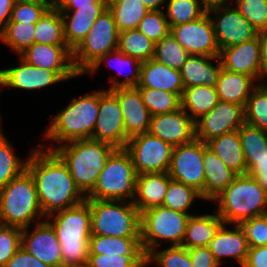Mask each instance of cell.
Listing matches in <instances>:
<instances>
[{
    "label": "cell",
    "mask_w": 267,
    "mask_h": 267,
    "mask_svg": "<svg viewBox=\"0 0 267 267\" xmlns=\"http://www.w3.org/2000/svg\"><path fill=\"white\" fill-rule=\"evenodd\" d=\"M227 226L223 224L219 228L208 247L219 265L223 258L233 257L242 267L249 251L248 241L238 224L231 230Z\"/></svg>",
    "instance_id": "24"
},
{
    "label": "cell",
    "mask_w": 267,
    "mask_h": 267,
    "mask_svg": "<svg viewBox=\"0 0 267 267\" xmlns=\"http://www.w3.org/2000/svg\"><path fill=\"white\" fill-rule=\"evenodd\" d=\"M62 251V267H86L91 236V211L84 202L47 217Z\"/></svg>",
    "instance_id": "2"
},
{
    "label": "cell",
    "mask_w": 267,
    "mask_h": 267,
    "mask_svg": "<svg viewBox=\"0 0 267 267\" xmlns=\"http://www.w3.org/2000/svg\"><path fill=\"white\" fill-rule=\"evenodd\" d=\"M165 16L169 27L188 23L202 17L207 10L199 0H167Z\"/></svg>",
    "instance_id": "40"
},
{
    "label": "cell",
    "mask_w": 267,
    "mask_h": 267,
    "mask_svg": "<svg viewBox=\"0 0 267 267\" xmlns=\"http://www.w3.org/2000/svg\"><path fill=\"white\" fill-rule=\"evenodd\" d=\"M203 164L205 172L202 200L213 201L237 176L226 164L203 142Z\"/></svg>",
    "instance_id": "25"
},
{
    "label": "cell",
    "mask_w": 267,
    "mask_h": 267,
    "mask_svg": "<svg viewBox=\"0 0 267 267\" xmlns=\"http://www.w3.org/2000/svg\"><path fill=\"white\" fill-rule=\"evenodd\" d=\"M131 156L137 175L168 172L174 147L145 132L127 141L124 148Z\"/></svg>",
    "instance_id": "11"
},
{
    "label": "cell",
    "mask_w": 267,
    "mask_h": 267,
    "mask_svg": "<svg viewBox=\"0 0 267 267\" xmlns=\"http://www.w3.org/2000/svg\"><path fill=\"white\" fill-rule=\"evenodd\" d=\"M148 132L173 147L196 139L195 121L182 109L151 116Z\"/></svg>",
    "instance_id": "18"
},
{
    "label": "cell",
    "mask_w": 267,
    "mask_h": 267,
    "mask_svg": "<svg viewBox=\"0 0 267 267\" xmlns=\"http://www.w3.org/2000/svg\"><path fill=\"white\" fill-rule=\"evenodd\" d=\"M14 3L15 0H0V30L10 20Z\"/></svg>",
    "instance_id": "56"
},
{
    "label": "cell",
    "mask_w": 267,
    "mask_h": 267,
    "mask_svg": "<svg viewBox=\"0 0 267 267\" xmlns=\"http://www.w3.org/2000/svg\"><path fill=\"white\" fill-rule=\"evenodd\" d=\"M22 229L21 247L50 267H62V251L55 230L46 221H38L33 231Z\"/></svg>",
    "instance_id": "19"
},
{
    "label": "cell",
    "mask_w": 267,
    "mask_h": 267,
    "mask_svg": "<svg viewBox=\"0 0 267 267\" xmlns=\"http://www.w3.org/2000/svg\"><path fill=\"white\" fill-rule=\"evenodd\" d=\"M99 113V91L74 98L58 111L51 115L52 122L44 133L46 140H54L57 145L67 142L91 138Z\"/></svg>",
    "instance_id": "5"
},
{
    "label": "cell",
    "mask_w": 267,
    "mask_h": 267,
    "mask_svg": "<svg viewBox=\"0 0 267 267\" xmlns=\"http://www.w3.org/2000/svg\"><path fill=\"white\" fill-rule=\"evenodd\" d=\"M141 237H113L91 234L89 255L141 254Z\"/></svg>",
    "instance_id": "34"
},
{
    "label": "cell",
    "mask_w": 267,
    "mask_h": 267,
    "mask_svg": "<svg viewBox=\"0 0 267 267\" xmlns=\"http://www.w3.org/2000/svg\"><path fill=\"white\" fill-rule=\"evenodd\" d=\"M26 170L35 182L45 218L86 200L75 185L67 166L53 150L41 146L34 148L27 158Z\"/></svg>",
    "instance_id": "1"
},
{
    "label": "cell",
    "mask_w": 267,
    "mask_h": 267,
    "mask_svg": "<svg viewBox=\"0 0 267 267\" xmlns=\"http://www.w3.org/2000/svg\"><path fill=\"white\" fill-rule=\"evenodd\" d=\"M170 180L168 172L137 175L136 195L132 203L140 213L163 205Z\"/></svg>",
    "instance_id": "27"
},
{
    "label": "cell",
    "mask_w": 267,
    "mask_h": 267,
    "mask_svg": "<svg viewBox=\"0 0 267 267\" xmlns=\"http://www.w3.org/2000/svg\"><path fill=\"white\" fill-rule=\"evenodd\" d=\"M248 173H267V158L255 160V166Z\"/></svg>",
    "instance_id": "62"
},
{
    "label": "cell",
    "mask_w": 267,
    "mask_h": 267,
    "mask_svg": "<svg viewBox=\"0 0 267 267\" xmlns=\"http://www.w3.org/2000/svg\"><path fill=\"white\" fill-rule=\"evenodd\" d=\"M140 254L89 255L86 267H126Z\"/></svg>",
    "instance_id": "52"
},
{
    "label": "cell",
    "mask_w": 267,
    "mask_h": 267,
    "mask_svg": "<svg viewBox=\"0 0 267 267\" xmlns=\"http://www.w3.org/2000/svg\"><path fill=\"white\" fill-rule=\"evenodd\" d=\"M103 62H105V64H107V66L110 68H114V70L116 69L115 72L118 73V76L124 75L125 77L122 81L116 77L110 79L109 82H111V85L109 86L108 90L122 87H136L138 85L142 62L134 57L125 55L119 49L111 51L100 57L83 75L96 73ZM128 66L132 67L133 69L130 72L127 71L128 73H124L123 69L129 68Z\"/></svg>",
    "instance_id": "29"
},
{
    "label": "cell",
    "mask_w": 267,
    "mask_h": 267,
    "mask_svg": "<svg viewBox=\"0 0 267 267\" xmlns=\"http://www.w3.org/2000/svg\"><path fill=\"white\" fill-rule=\"evenodd\" d=\"M212 202H218L215 213L227 225L267 214V192L248 174L237 175Z\"/></svg>",
    "instance_id": "4"
},
{
    "label": "cell",
    "mask_w": 267,
    "mask_h": 267,
    "mask_svg": "<svg viewBox=\"0 0 267 267\" xmlns=\"http://www.w3.org/2000/svg\"><path fill=\"white\" fill-rule=\"evenodd\" d=\"M118 32L137 29L148 12L141 0H116L108 5Z\"/></svg>",
    "instance_id": "37"
},
{
    "label": "cell",
    "mask_w": 267,
    "mask_h": 267,
    "mask_svg": "<svg viewBox=\"0 0 267 267\" xmlns=\"http://www.w3.org/2000/svg\"><path fill=\"white\" fill-rule=\"evenodd\" d=\"M18 57L32 66L54 71L63 81L80 76L74 68L72 50L68 46L34 43Z\"/></svg>",
    "instance_id": "17"
},
{
    "label": "cell",
    "mask_w": 267,
    "mask_h": 267,
    "mask_svg": "<svg viewBox=\"0 0 267 267\" xmlns=\"http://www.w3.org/2000/svg\"><path fill=\"white\" fill-rule=\"evenodd\" d=\"M114 1H116V0H105V2H106L107 5L111 4Z\"/></svg>",
    "instance_id": "65"
},
{
    "label": "cell",
    "mask_w": 267,
    "mask_h": 267,
    "mask_svg": "<svg viewBox=\"0 0 267 267\" xmlns=\"http://www.w3.org/2000/svg\"><path fill=\"white\" fill-rule=\"evenodd\" d=\"M91 211V234L140 237V212L132 202L86 199Z\"/></svg>",
    "instance_id": "8"
},
{
    "label": "cell",
    "mask_w": 267,
    "mask_h": 267,
    "mask_svg": "<svg viewBox=\"0 0 267 267\" xmlns=\"http://www.w3.org/2000/svg\"><path fill=\"white\" fill-rule=\"evenodd\" d=\"M148 11L161 10L167 0H141Z\"/></svg>",
    "instance_id": "61"
},
{
    "label": "cell",
    "mask_w": 267,
    "mask_h": 267,
    "mask_svg": "<svg viewBox=\"0 0 267 267\" xmlns=\"http://www.w3.org/2000/svg\"><path fill=\"white\" fill-rule=\"evenodd\" d=\"M236 9L259 32L267 29V0H235Z\"/></svg>",
    "instance_id": "49"
},
{
    "label": "cell",
    "mask_w": 267,
    "mask_h": 267,
    "mask_svg": "<svg viewBox=\"0 0 267 267\" xmlns=\"http://www.w3.org/2000/svg\"><path fill=\"white\" fill-rule=\"evenodd\" d=\"M94 2H105V0H64L59 10H77V6H92Z\"/></svg>",
    "instance_id": "58"
},
{
    "label": "cell",
    "mask_w": 267,
    "mask_h": 267,
    "mask_svg": "<svg viewBox=\"0 0 267 267\" xmlns=\"http://www.w3.org/2000/svg\"><path fill=\"white\" fill-rule=\"evenodd\" d=\"M245 123L244 107L227 101L218 104L195 122L196 139H211L238 130Z\"/></svg>",
    "instance_id": "16"
},
{
    "label": "cell",
    "mask_w": 267,
    "mask_h": 267,
    "mask_svg": "<svg viewBox=\"0 0 267 267\" xmlns=\"http://www.w3.org/2000/svg\"><path fill=\"white\" fill-rule=\"evenodd\" d=\"M64 0H51L52 5L59 6Z\"/></svg>",
    "instance_id": "64"
},
{
    "label": "cell",
    "mask_w": 267,
    "mask_h": 267,
    "mask_svg": "<svg viewBox=\"0 0 267 267\" xmlns=\"http://www.w3.org/2000/svg\"><path fill=\"white\" fill-rule=\"evenodd\" d=\"M39 146L53 150L62 159L75 185L85 197L93 190L109 156L116 150L112 145L92 138L52 147L44 144Z\"/></svg>",
    "instance_id": "3"
},
{
    "label": "cell",
    "mask_w": 267,
    "mask_h": 267,
    "mask_svg": "<svg viewBox=\"0 0 267 267\" xmlns=\"http://www.w3.org/2000/svg\"><path fill=\"white\" fill-rule=\"evenodd\" d=\"M118 98L123 113L124 131L128 138L148 132L151 115L137 87L111 90Z\"/></svg>",
    "instance_id": "22"
},
{
    "label": "cell",
    "mask_w": 267,
    "mask_h": 267,
    "mask_svg": "<svg viewBox=\"0 0 267 267\" xmlns=\"http://www.w3.org/2000/svg\"><path fill=\"white\" fill-rule=\"evenodd\" d=\"M153 43L170 33V27L163 10L148 11L137 27Z\"/></svg>",
    "instance_id": "47"
},
{
    "label": "cell",
    "mask_w": 267,
    "mask_h": 267,
    "mask_svg": "<svg viewBox=\"0 0 267 267\" xmlns=\"http://www.w3.org/2000/svg\"><path fill=\"white\" fill-rule=\"evenodd\" d=\"M168 174L171 179L201 194L205 184L203 141L195 139L191 143L174 147Z\"/></svg>",
    "instance_id": "14"
},
{
    "label": "cell",
    "mask_w": 267,
    "mask_h": 267,
    "mask_svg": "<svg viewBox=\"0 0 267 267\" xmlns=\"http://www.w3.org/2000/svg\"><path fill=\"white\" fill-rule=\"evenodd\" d=\"M108 8L106 2L77 6V10H60L64 21V37L73 51L89 33L96 19Z\"/></svg>",
    "instance_id": "23"
},
{
    "label": "cell",
    "mask_w": 267,
    "mask_h": 267,
    "mask_svg": "<svg viewBox=\"0 0 267 267\" xmlns=\"http://www.w3.org/2000/svg\"><path fill=\"white\" fill-rule=\"evenodd\" d=\"M207 13L211 18L220 50L242 44L258 36V31L232 4L211 8Z\"/></svg>",
    "instance_id": "12"
},
{
    "label": "cell",
    "mask_w": 267,
    "mask_h": 267,
    "mask_svg": "<svg viewBox=\"0 0 267 267\" xmlns=\"http://www.w3.org/2000/svg\"><path fill=\"white\" fill-rule=\"evenodd\" d=\"M118 49L125 55L144 62L153 59L155 43L139 30L132 29L119 33Z\"/></svg>",
    "instance_id": "38"
},
{
    "label": "cell",
    "mask_w": 267,
    "mask_h": 267,
    "mask_svg": "<svg viewBox=\"0 0 267 267\" xmlns=\"http://www.w3.org/2000/svg\"><path fill=\"white\" fill-rule=\"evenodd\" d=\"M189 55L169 33L155 44L153 60L180 71Z\"/></svg>",
    "instance_id": "42"
},
{
    "label": "cell",
    "mask_w": 267,
    "mask_h": 267,
    "mask_svg": "<svg viewBox=\"0 0 267 267\" xmlns=\"http://www.w3.org/2000/svg\"><path fill=\"white\" fill-rule=\"evenodd\" d=\"M212 61H218L215 66ZM222 63L219 56L189 55L180 69L184 88L194 86L216 87Z\"/></svg>",
    "instance_id": "28"
},
{
    "label": "cell",
    "mask_w": 267,
    "mask_h": 267,
    "mask_svg": "<svg viewBox=\"0 0 267 267\" xmlns=\"http://www.w3.org/2000/svg\"><path fill=\"white\" fill-rule=\"evenodd\" d=\"M123 113L117 96L111 90H99V113L92 139L124 149L129 138L124 131Z\"/></svg>",
    "instance_id": "13"
},
{
    "label": "cell",
    "mask_w": 267,
    "mask_h": 267,
    "mask_svg": "<svg viewBox=\"0 0 267 267\" xmlns=\"http://www.w3.org/2000/svg\"><path fill=\"white\" fill-rule=\"evenodd\" d=\"M238 225L246 236L249 248L266 245L267 214L241 221Z\"/></svg>",
    "instance_id": "51"
},
{
    "label": "cell",
    "mask_w": 267,
    "mask_h": 267,
    "mask_svg": "<svg viewBox=\"0 0 267 267\" xmlns=\"http://www.w3.org/2000/svg\"><path fill=\"white\" fill-rule=\"evenodd\" d=\"M207 146L237 175L247 174L238 130L211 139Z\"/></svg>",
    "instance_id": "31"
},
{
    "label": "cell",
    "mask_w": 267,
    "mask_h": 267,
    "mask_svg": "<svg viewBox=\"0 0 267 267\" xmlns=\"http://www.w3.org/2000/svg\"><path fill=\"white\" fill-rule=\"evenodd\" d=\"M222 68L253 77L257 82L267 76L261 67V50L258 36L255 39L220 50Z\"/></svg>",
    "instance_id": "20"
},
{
    "label": "cell",
    "mask_w": 267,
    "mask_h": 267,
    "mask_svg": "<svg viewBox=\"0 0 267 267\" xmlns=\"http://www.w3.org/2000/svg\"><path fill=\"white\" fill-rule=\"evenodd\" d=\"M35 43L67 46L64 21L57 6L52 5L36 23Z\"/></svg>",
    "instance_id": "35"
},
{
    "label": "cell",
    "mask_w": 267,
    "mask_h": 267,
    "mask_svg": "<svg viewBox=\"0 0 267 267\" xmlns=\"http://www.w3.org/2000/svg\"><path fill=\"white\" fill-rule=\"evenodd\" d=\"M252 176L260 186L267 192V173H247Z\"/></svg>",
    "instance_id": "63"
},
{
    "label": "cell",
    "mask_w": 267,
    "mask_h": 267,
    "mask_svg": "<svg viewBox=\"0 0 267 267\" xmlns=\"http://www.w3.org/2000/svg\"><path fill=\"white\" fill-rule=\"evenodd\" d=\"M119 32L107 8L94 22L83 41L72 51L76 72L83 75L100 57L118 49Z\"/></svg>",
    "instance_id": "10"
},
{
    "label": "cell",
    "mask_w": 267,
    "mask_h": 267,
    "mask_svg": "<svg viewBox=\"0 0 267 267\" xmlns=\"http://www.w3.org/2000/svg\"><path fill=\"white\" fill-rule=\"evenodd\" d=\"M152 262L159 267H192L188 249L183 246H168L150 252Z\"/></svg>",
    "instance_id": "48"
},
{
    "label": "cell",
    "mask_w": 267,
    "mask_h": 267,
    "mask_svg": "<svg viewBox=\"0 0 267 267\" xmlns=\"http://www.w3.org/2000/svg\"><path fill=\"white\" fill-rule=\"evenodd\" d=\"M137 88L151 116L172 113L181 108V99L175 93L145 87Z\"/></svg>",
    "instance_id": "41"
},
{
    "label": "cell",
    "mask_w": 267,
    "mask_h": 267,
    "mask_svg": "<svg viewBox=\"0 0 267 267\" xmlns=\"http://www.w3.org/2000/svg\"><path fill=\"white\" fill-rule=\"evenodd\" d=\"M196 198L202 200L198 191L182 182L171 179L165 194L163 206L192 215L188 213V210Z\"/></svg>",
    "instance_id": "45"
},
{
    "label": "cell",
    "mask_w": 267,
    "mask_h": 267,
    "mask_svg": "<svg viewBox=\"0 0 267 267\" xmlns=\"http://www.w3.org/2000/svg\"><path fill=\"white\" fill-rule=\"evenodd\" d=\"M5 267H50L20 247Z\"/></svg>",
    "instance_id": "54"
},
{
    "label": "cell",
    "mask_w": 267,
    "mask_h": 267,
    "mask_svg": "<svg viewBox=\"0 0 267 267\" xmlns=\"http://www.w3.org/2000/svg\"><path fill=\"white\" fill-rule=\"evenodd\" d=\"M191 215L165 206H156L140 213V237L143 251L159 248L161 240L181 246Z\"/></svg>",
    "instance_id": "9"
},
{
    "label": "cell",
    "mask_w": 267,
    "mask_h": 267,
    "mask_svg": "<svg viewBox=\"0 0 267 267\" xmlns=\"http://www.w3.org/2000/svg\"><path fill=\"white\" fill-rule=\"evenodd\" d=\"M238 132L248 173L255 166V160L267 158V132L247 123Z\"/></svg>",
    "instance_id": "36"
},
{
    "label": "cell",
    "mask_w": 267,
    "mask_h": 267,
    "mask_svg": "<svg viewBox=\"0 0 267 267\" xmlns=\"http://www.w3.org/2000/svg\"><path fill=\"white\" fill-rule=\"evenodd\" d=\"M137 174L130 154L116 149L100 172L86 199L132 202L136 195Z\"/></svg>",
    "instance_id": "7"
},
{
    "label": "cell",
    "mask_w": 267,
    "mask_h": 267,
    "mask_svg": "<svg viewBox=\"0 0 267 267\" xmlns=\"http://www.w3.org/2000/svg\"><path fill=\"white\" fill-rule=\"evenodd\" d=\"M223 224V220L217 213L202 215H195L192 213L188 220L181 246L186 249L208 246Z\"/></svg>",
    "instance_id": "32"
},
{
    "label": "cell",
    "mask_w": 267,
    "mask_h": 267,
    "mask_svg": "<svg viewBox=\"0 0 267 267\" xmlns=\"http://www.w3.org/2000/svg\"><path fill=\"white\" fill-rule=\"evenodd\" d=\"M21 234V228L0 223V266L5 267L21 247Z\"/></svg>",
    "instance_id": "50"
},
{
    "label": "cell",
    "mask_w": 267,
    "mask_h": 267,
    "mask_svg": "<svg viewBox=\"0 0 267 267\" xmlns=\"http://www.w3.org/2000/svg\"><path fill=\"white\" fill-rule=\"evenodd\" d=\"M170 34L190 55H220L214 27L207 12L194 21L171 27Z\"/></svg>",
    "instance_id": "15"
},
{
    "label": "cell",
    "mask_w": 267,
    "mask_h": 267,
    "mask_svg": "<svg viewBox=\"0 0 267 267\" xmlns=\"http://www.w3.org/2000/svg\"><path fill=\"white\" fill-rule=\"evenodd\" d=\"M51 6V1L15 0L8 22L36 24Z\"/></svg>",
    "instance_id": "46"
},
{
    "label": "cell",
    "mask_w": 267,
    "mask_h": 267,
    "mask_svg": "<svg viewBox=\"0 0 267 267\" xmlns=\"http://www.w3.org/2000/svg\"><path fill=\"white\" fill-rule=\"evenodd\" d=\"M244 113L245 123L267 132V85L258 83L252 90Z\"/></svg>",
    "instance_id": "43"
},
{
    "label": "cell",
    "mask_w": 267,
    "mask_h": 267,
    "mask_svg": "<svg viewBox=\"0 0 267 267\" xmlns=\"http://www.w3.org/2000/svg\"><path fill=\"white\" fill-rule=\"evenodd\" d=\"M35 28L36 24L8 22L0 30V39L20 55L35 43Z\"/></svg>",
    "instance_id": "39"
},
{
    "label": "cell",
    "mask_w": 267,
    "mask_h": 267,
    "mask_svg": "<svg viewBox=\"0 0 267 267\" xmlns=\"http://www.w3.org/2000/svg\"><path fill=\"white\" fill-rule=\"evenodd\" d=\"M243 267H267V245L249 248Z\"/></svg>",
    "instance_id": "55"
},
{
    "label": "cell",
    "mask_w": 267,
    "mask_h": 267,
    "mask_svg": "<svg viewBox=\"0 0 267 267\" xmlns=\"http://www.w3.org/2000/svg\"><path fill=\"white\" fill-rule=\"evenodd\" d=\"M257 85V81L251 76L230 72L222 68L217 79L216 90L219 100L245 108L252 90Z\"/></svg>",
    "instance_id": "30"
},
{
    "label": "cell",
    "mask_w": 267,
    "mask_h": 267,
    "mask_svg": "<svg viewBox=\"0 0 267 267\" xmlns=\"http://www.w3.org/2000/svg\"><path fill=\"white\" fill-rule=\"evenodd\" d=\"M151 263L153 262L150 253L143 251L135 260L129 263L126 267H149V264L151 265Z\"/></svg>",
    "instance_id": "59"
},
{
    "label": "cell",
    "mask_w": 267,
    "mask_h": 267,
    "mask_svg": "<svg viewBox=\"0 0 267 267\" xmlns=\"http://www.w3.org/2000/svg\"><path fill=\"white\" fill-rule=\"evenodd\" d=\"M136 87L164 90L182 96L184 85L181 73L153 59L144 61L140 68V79Z\"/></svg>",
    "instance_id": "26"
},
{
    "label": "cell",
    "mask_w": 267,
    "mask_h": 267,
    "mask_svg": "<svg viewBox=\"0 0 267 267\" xmlns=\"http://www.w3.org/2000/svg\"><path fill=\"white\" fill-rule=\"evenodd\" d=\"M20 59V65L0 70V86L35 91L63 82L54 72L38 68Z\"/></svg>",
    "instance_id": "21"
},
{
    "label": "cell",
    "mask_w": 267,
    "mask_h": 267,
    "mask_svg": "<svg viewBox=\"0 0 267 267\" xmlns=\"http://www.w3.org/2000/svg\"><path fill=\"white\" fill-rule=\"evenodd\" d=\"M20 1H51V0H20Z\"/></svg>",
    "instance_id": "66"
},
{
    "label": "cell",
    "mask_w": 267,
    "mask_h": 267,
    "mask_svg": "<svg viewBox=\"0 0 267 267\" xmlns=\"http://www.w3.org/2000/svg\"><path fill=\"white\" fill-rule=\"evenodd\" d=\"M27 160H21L14 152L10 141L0 133V188L26 169Z\"/></svg>",
    "instance_id": "44"
},
{
    "label": "cell",
    "mask_w": 267,
    "mask_h": 267,
    "mask_svg": "<svg viewBox=\"0 0 267 267\" xmlns=\"http://www.w3.org/2000/svg\"><path fill=\"white\" fill-rule=\"evenodd\" d=\"M180 99L181 108L195 122L212 110L219 101L216 87L205 85L184 88Z\"/></svg>",
    "instance_id": "33"
},
{
    "label": "cell",
    "mask_w": 267,
    "mask_h": 267,
    "mask_svg": "<svg viewBox=\"0 0 267 267\" xmlns=\"http://www.w3.org/2000/svg\"><path fill=\"white\" fill-rule=\"evenodd\" d=\"M202 4V6L209 10L214 7H220L231 4V0H199ZM233 1V0H232ZM229 2V3H228Z\"/></svg>",
    "instance_id": "60"
},
{
    "label": "cell",
    "mask_w": 267,
    "mask_h": 267,
    "mask_svg": "<svg viewBox=\"0 0 267 267\" xmlns=\"http://www.w3.org/2000/svg\"><path fill=\"white\" fill-rule=\"evenodd\" d=\"M192 267H219L208 246L188 249Z\"/></svg>",
    "instance_id": "53"
},
{
    "label": "cell",
    "mask_w": 267,
    "mask_h": 267,
    "mask_svg": "<svg viewBox=\"0 0 267 267\" xmlns=\"http://www.w3.org/2000/svg\"><path fill=\"white\" fill-rule=\"evenodd\" d=\"M36 218L46 220L38 200L35 182L25 169L0 188V223L24 229L31 226L33 220L37 221Z\"/></svg>",
    "instance_id": "6"
},
{
    "label": "cell",
    "mask_w": 267,
    "mask_h": 267,
    "mask_svg": "<svg viewBox=\"0 0 267 267\" xmlns=\"http://www.w3.org/2000/svg\"><path fill=\"white\" fill-rule=\"evenodd\" d=\"M258 39L261 50V67L263 73L267 76V29L258 32Z\"/></svg>",
    "instance_id": "57"
}]
</instances>
